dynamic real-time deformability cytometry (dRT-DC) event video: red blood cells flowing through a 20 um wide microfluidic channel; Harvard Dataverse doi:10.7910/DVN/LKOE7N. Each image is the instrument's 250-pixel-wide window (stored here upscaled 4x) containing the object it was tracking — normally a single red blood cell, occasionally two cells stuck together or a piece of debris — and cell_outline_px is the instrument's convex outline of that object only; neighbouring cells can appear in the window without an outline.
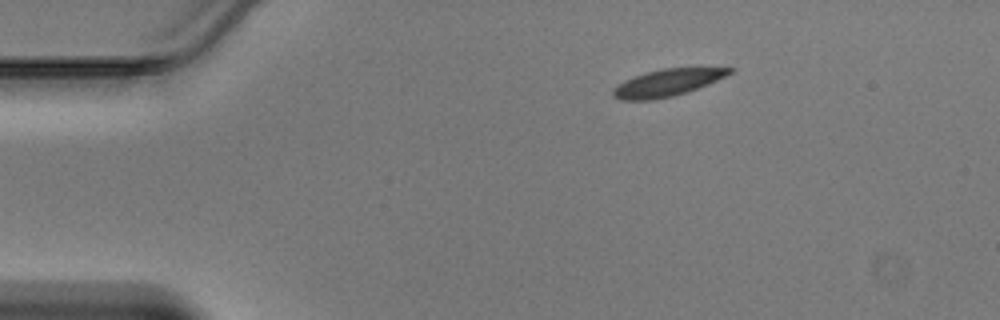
{"species": "Egyptian fruit bat (a non-hibernating species)", "species_latin": "Rousettus aegyptiacus", "temperature_condition": "warm", "stored_images_in_passage": 40, "camera_frame_rate_fps": 3000, "um_per_image_px": 0.085, "animal": {"sex": "male"}, "frame": {"image": 1, "passage_image": 1, "time_ms": 0.0, "image_size_px": [1000, 320], "cell_outline_px": [[732, 72], [708, 84], [688, 92], [672, 96], [652, 100], [620, 100], [612, 96], [612, 88], [616, 84], [624, 80], [648, 72], [664, 68], [732, 68]], "centroid_in_image_um": [56.64, 7.05], "position_along_channel_um": 28.4, "area_um2": 18.15}}
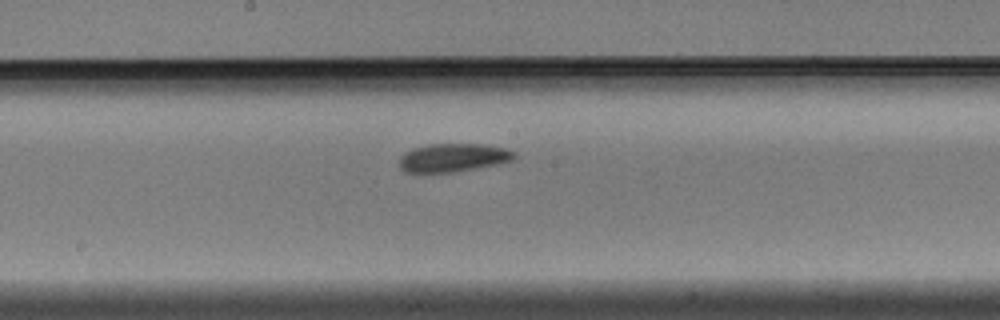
{"frame": {"image": 2, "passage_image": 18, "time_ms": 5.667, "image_size_px": [1000, 320], "cell_outline_px": [[516, 156], [512, 160], [496, 164], [456, 172], [404, 172], [400, 168], [400, 156], [404, 152], [416, 148], [432, 144], [480, 144], [504, 148], [516, 152]], "centroid_in_image_um": [38.51, 13.4], "position_along_channel_um": 209.7, "area_um2": 18.79}}
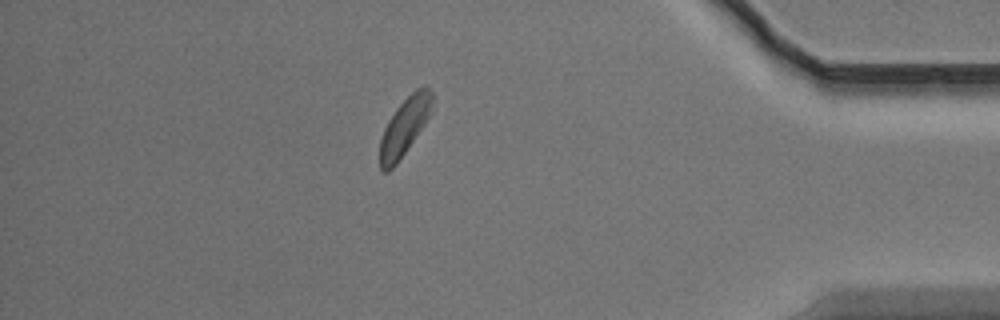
{"frame": {"image": 3, "passage_image": 34, "time_ms": 11.0, "image_size_px": [1000, 320], "cell_outline_px": [[432, 112], [424, 124], [396, 164], [388, 172], [384, 172], [380, 168], [380, 140], [384, 128], [388, 120], [396, 108], [416, 88], [424, 84], [432, 92]], "centroid_in_image_um": [34.38, 10.74], "position_along_channel_um": 400.8, "area_um2": 17.28}}